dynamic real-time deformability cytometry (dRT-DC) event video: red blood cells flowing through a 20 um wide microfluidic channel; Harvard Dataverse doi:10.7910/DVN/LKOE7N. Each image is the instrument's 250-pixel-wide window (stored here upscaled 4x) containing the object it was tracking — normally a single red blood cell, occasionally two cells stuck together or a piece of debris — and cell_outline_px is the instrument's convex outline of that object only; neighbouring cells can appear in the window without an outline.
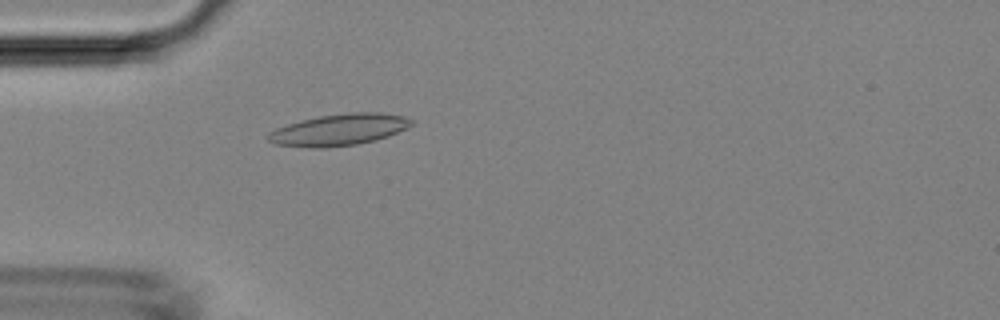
{"species": "Egyptian fruit bat (a non-hibernating species)", "species_latin": "Rousettus aegyptiacus", "temperature_condition": "room temperature", "stored_images_in_passage": 47, "camera_frame_rate_fps": 3000, "um_per_image_px": 0.085, "animal": {"sex": "female"}, "frame": {"image": 1, "passage_image": 14, "time_ms": 4.333, "image_size_px": [1000, 320], "cell_outline_px": [[416, 124], [388, 136], [376, 140], [356, 144], [324, 148], [312, 148], [276, 144], [268, 140], [268, 132], [276, 128], [288, 124], [320, 116], [352, 112], [380, 112], [404, 116], [416, 120]], "centroid_in_image_um": [28.88, 11.02], "position_along_channel_um": 56.1, "area_um2": 26.36}}
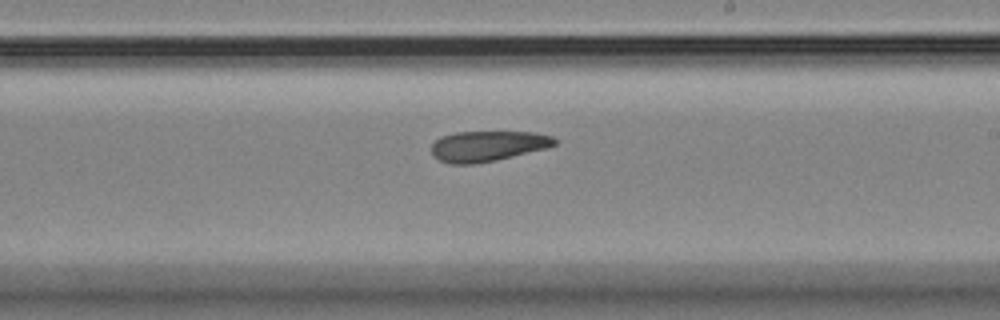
{"frame": {"image": 2, "passage_image": 28, "time_ms": 9.0, "image_size_px": [1000, 320], "cell_outline_px": [[556, 144], [548, 148], [496, 160], [476, 164], [448, 164], [432, 156], [432, 144], [440, 136], [456, 132], [532, 132], [552, 136], [556, 140]], "centroid_in_image_um": [41.43, 12.42], "position_along_channel_um": 247.6, "area_um2": 21.96}}
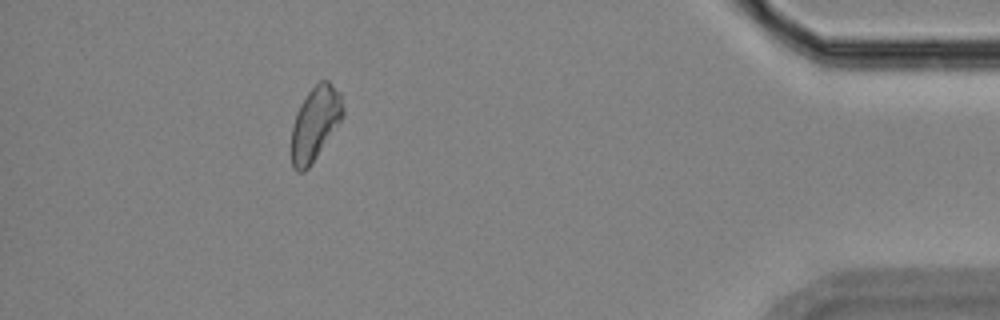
{"frame": {"image": 3, "passage_image": 43, "time_ms": 14.0, "image_size_px": [1000, 320], "cell_outline_px": [[344, 116], [308, 168], [304, 172], [296, 172], [292, 168], [288, 152], [292, 128], [296, 112], [300, 104], [308, 92], [320, 80], [328, 80], [340, 92], [344, 108]], "centroid_in_image_um": [26.74, 10.54], "position_along_channel_um": 408.5, "area_um2": 22.6}}